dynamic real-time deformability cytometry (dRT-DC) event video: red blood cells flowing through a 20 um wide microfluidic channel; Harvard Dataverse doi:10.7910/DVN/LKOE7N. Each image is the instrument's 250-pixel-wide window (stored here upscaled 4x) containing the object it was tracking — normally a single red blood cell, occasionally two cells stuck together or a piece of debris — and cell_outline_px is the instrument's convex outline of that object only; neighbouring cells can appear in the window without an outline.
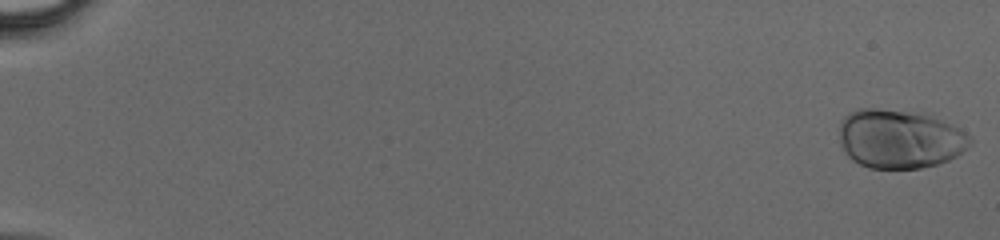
{"species": "human", "species_latin": "Homo sapiens", "temperature_condition": "cold", "stored_images_in_passage": 47, "camera_frame_rate_fps": 3000, "um_per_image_px": 0.085, "donor": {"sex": "male"}, "frame": {"image": 1, "passage_image": 1, "time_ms": 0.0, "image_size_px": [1000, 240], "cell_outline_px": [[972, 140], [956, 156], [948, 160], [936, 164], [920, 168], [868, 168], [852, 160], [844, 152], [840, 140], [840, 124], [844, 116], [848, 112], [856, 108], [876, 108], [904, 112], [928, 116], [948, 124], [964, 132]], "centroid_in_image_um": [76.38, 11.82], "position_along_channel_um": 8.6, "area_um2": 44.04}}
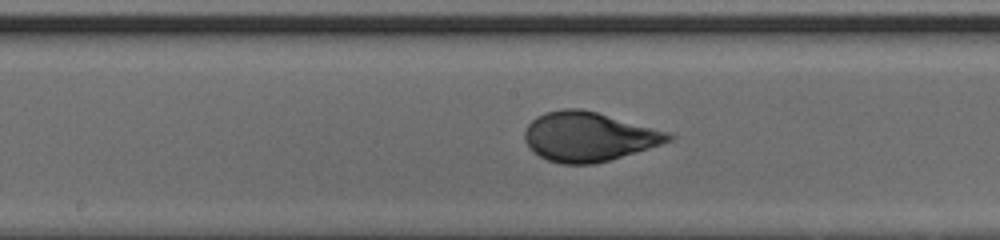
{"frame": {"image": 2, "passage_image": 27, "time_ms": 8.667, "image_size_px": [1000, 240], "cell_outline_px": [[676, 136], [672, 140], [636, 152], [608, 160], [592, 164], [560, 164], [548, 160], [540, 156], [524, 140], [524, 132], [528, 124], [536, 116], [544, 112], [564, 108], [580, 108], [596, 112], [668, 132]], "centroid_in_image_um": [50.01, 11.61], "position_along_channel_um": 198.2, "area_um2": 40.92}}
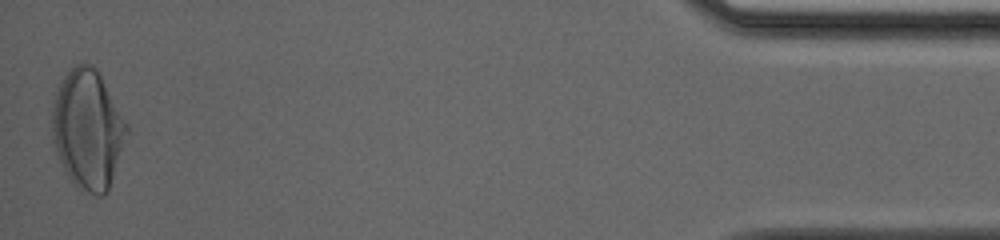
{"frame": {"image": 3, "passage_image": 47, "time_ms": 15.333, "image_size_px": [1000, 240], "cell_outline_px": [[128, 132], [108, 192], [104, 196], [96, 196], [80, 192], [72, 184], [60, 160], [52, 140], [52, 108], [56, 92], [64, 76], [76, 64], [92, 64], [96, 68], [128, 124]], "centroid_in_image_um": [7.46, 11.05], "position_along_channel_um": 427.7, "area_um2": 51.9}}